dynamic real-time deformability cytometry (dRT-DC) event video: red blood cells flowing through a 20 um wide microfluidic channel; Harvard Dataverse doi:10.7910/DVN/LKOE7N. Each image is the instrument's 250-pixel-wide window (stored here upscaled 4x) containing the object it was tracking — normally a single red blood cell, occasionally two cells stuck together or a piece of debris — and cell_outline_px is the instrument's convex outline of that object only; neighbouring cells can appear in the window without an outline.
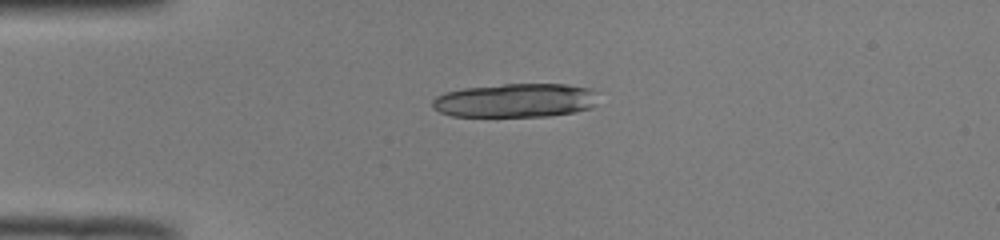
{"species": "common noctule bat (a hibernating species)", "species_latin": "Nyctalus noctula", "temperature_condition": "room temperature", "stored_images_in_passage": 46, "camera_frame_rate_fps": 3000, "um_per_image_px": 0.085, "animal": {"sex": "male", "body_mass_g": 19.0, "forearm_length_mm": 50.8}, "frame": {"image": 1, "passage_image": 8, "time_ms": 2.333, "image_size_px": [1000, 240], "cell_outline_px": [[592, 108], [576, 112], [548, 116], [452, 116], [440, 112], [432, 108], [432, 100], [436, 96], [444, 92], [464, 88], [504, 84], [564, 84], [588, 88], [592, 92]], "centroid_in_image_um": [43.71, 8.54], "position_along_channel_um": 41.3, "area_um2": 32.43}, "authors_computed_cell_mechanics": {"area_um2": 21.2704, "velocity_mm_per_s": 4.0065, "shape_relaxation_time_tau1_ms": null, "shape_relaxation_time_tau2_ms": 1.7304, "deformation_change_tau1": null, "deformation_change_tau2": 0.0629}}